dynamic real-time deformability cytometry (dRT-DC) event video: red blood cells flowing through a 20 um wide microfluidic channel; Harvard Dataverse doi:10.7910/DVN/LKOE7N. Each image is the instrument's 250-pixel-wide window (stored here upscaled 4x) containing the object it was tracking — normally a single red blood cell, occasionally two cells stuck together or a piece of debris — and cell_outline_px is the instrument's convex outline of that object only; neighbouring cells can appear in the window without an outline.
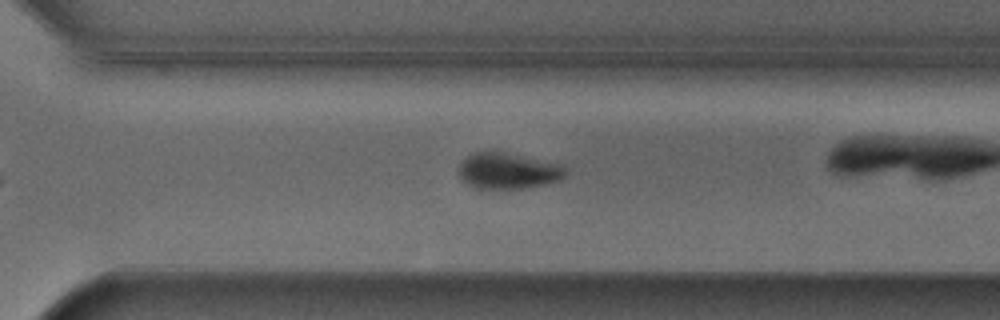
{"species": "Egyptian fruit bat (a non-hibernating species)", "species_latin": "Rousettus aegyptiacus", "temperature_condition": "cold", "stored_images_in_passage": 40, "camera_frame_rate_fps": 3000, "um_per_image_px": 0.085, "animal": {"sex": "male"}, "frame": {"image": 1, "passage_image": 29, "time_ms": 9.333, "image_size_px": [1000, 320], "cell_outline_px": [[568, 172], [560, 180], [544, 184], [524, 188], [476, 188], [460, 180], [456, 172], [460, 164], [472, 152], [504, 152], [564, 164]], "centroid_in_image_um": [43.18, 14.52], "position_along_channel_um": 327.4, "area_um2": 22.6}, "authors_computed_cell_mechanics": {"area_um2": 25.5765, "velocity_mm_per_s": 3.8644, "shape_relaxation_time_tau1_ms": 4.9304, "shape_relaxation_time_tau2_ms": null, "deformation_change_tau1": 0.1169, "deformation_change_tau2": null}}